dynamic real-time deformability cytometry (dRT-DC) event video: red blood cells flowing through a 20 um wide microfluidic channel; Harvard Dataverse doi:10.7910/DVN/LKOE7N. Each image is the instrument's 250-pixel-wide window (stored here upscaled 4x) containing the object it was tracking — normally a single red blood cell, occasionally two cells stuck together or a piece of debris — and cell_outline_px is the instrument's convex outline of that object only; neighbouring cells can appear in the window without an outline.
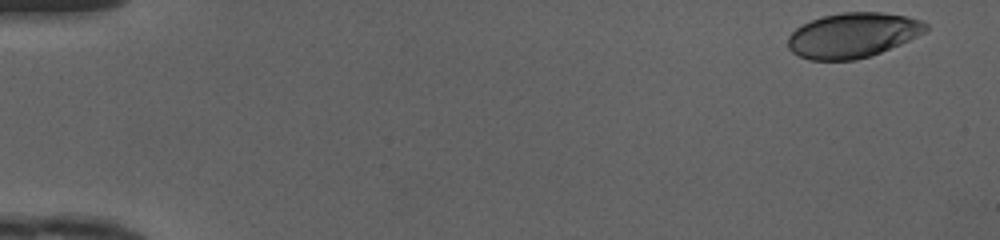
{"species": "human", "species_latin": "Homo sapiens", "temperature_condition": "cold", "stored_images_in_passage": 47, "camera_frame_rate_fps": 3000, "um_per_image_px": 0.085, "donor": {"sex": "female"}, "frame": {"image": 1, "passage_image": 1, "time_ms": 0.0, "image_size_px": [1000, 240], "cell_outline_px": [[928, 32], [900, 44], [880, 52], [856, 60], [808, 60], [792, 52], [788, 48], [788, 36], [796, 28], [812, 20], [824, 16], [844, 12], [880, 12], [904, 16], [924, 20], [928, 24]], "centroid_in_image_um": [72.52, 2.99], "position_along_channel_um": 12.5, "area_um2": 36.07}}
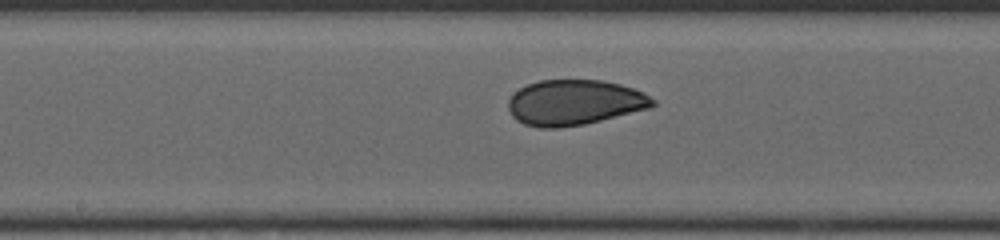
{"frame": {"image": 2, "passage_image": 25, "time_ms": 8.0, "image_size_px": [1000, 240], "cell_outline_px": [[656, 104], [652, 108], [584, 124], [560, 128], [540, 128], [524, 124], [516, 120], [512, 116], [508, 108], [508, 100], [520, 88], [528, 84], [540, 80], [600, 80], [620, 84], [632, 88], [656, 100]], "centroid_in_image_um": [48.83, 8.72], "position_along_channel_um": 199.4, "area_um2": 38.15}}
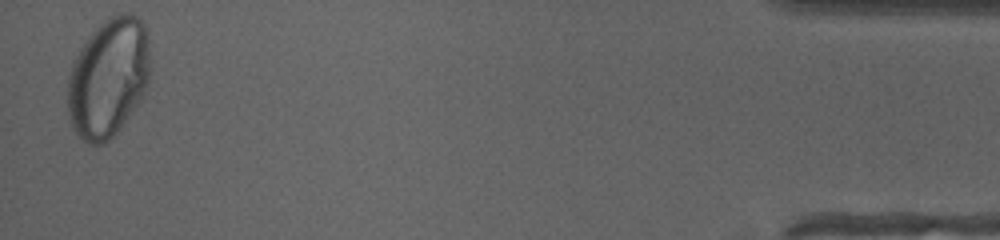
{"frame": {"image": 3, "passage_image": 47, "time_ms": 15.333, "image_size_px": [1000, 240], "cell_outline_px": [[148, 84], [144, 96], [120, 128], [104, 144], [88, 144], [76, 136], [72, 128], [68, 116], [68, 76], [72, 60], [88, 36], [104, 20], [120, 12], [132, 12], [144, 20], [148, 32]], "centroid_in_image_um": [9.2, 6.59], "position_along_channel_um": 426.0, "area_um2": 58.09}, "authors_computed_cell_mechanics": {"area_um2": 38.4948, "velocity_mm_per_s": 4.1841, "shape_relaxation_time_tau1_ms": 6.396, "shape_relaxation_time_tau2_ms": null, "deformation_change_tau1": 0.1917, "deformation_change_tau2": null}}